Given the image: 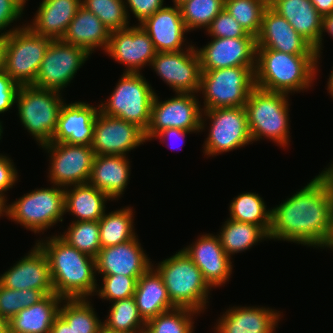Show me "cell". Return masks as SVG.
I'll use <instances>...</instances> for the list:
<instances>
[{"mask_svg": "<svg viewBox=\"0 0 333 333\" xmlns=\"http://www.w3.org/2000/svg\"><path fill=\"white\" fill-rule=\"evenodd\" d=\"M50 333H74L72 328L58 315L51 327Z\"/></svg>", "mask_w": 333, "mask_h": 333, "instance_id": "db71d44e", "label": "cell"}, {"mask_svg": "<svg viewBox=\"0 0 333 333\" xmlns=\"http://www.w3.org/2000/svg\"><path fill=\"white\" fill-rule=\"evenodd\" d=\"M268 6L284 17L313 47L318 44L321 38L322 16L310 0H268Z\"/></svg>", "mask_w": 333, "mask_h": 333, "instance_id": "83f0119b", "label": "cell"}, {"mask_svg": "<svg viewBox=\"0 0 333 333\" xmlns=\"http://www.w3.org/2000/svg\"><path fill=\"white\" fill-rule=\"evenodd\" d=\"M11 161L13 160L0 154V199L5 202L7 197H4V192L12 188L18 179L17 170Z\"/></svg>", "mask_w": 333, "mask_h": 333, "instance_id": "c3c4849f", "label": "cell"}, {"mask_svg": "<svg viewBox=\"0 0 333 333\" xmlns=\"http://www.w3.org/2000/svg\"><path fill=\"white\" fill-rule=\"evenodd\" d=\"M185 1H187V0H173V3H174L175 6H179Z\"/></svg>", "mask_w": 333, "mask_h": 333, "instance_id": "be15d7a7", "label": "cell"}, {"mask_svg": "<svg viewBox=\"0 0 333 333\" xmlns=\"http://www.w3.org/2000/svg\"><path fill=\"white\" fill-rule=\"evenodd\" d=\"M133 297L145 322L176 308L169 298L162 277L152 266L137 280Z\"/></svg>", "mask_w": 333, "mask_h": 333, "instance_id": "f546056e", "label": "cell"}, {"mask_svg": "<svg viewBox=\"0 0 333 333\" xmlns=\"http://www.w3.org/2000/svg\"><path fill=\"white\" fill-rule=\"evenodd\" d=\"M190 132H193V131L182 130V129H178V128H168V129H163L162 131L157 133L154 136V138L159 137L160 139H162L161 142H163V139L165 141L166 138H171V137H173L175 139H178V138H180V139L184 138L185 139V135L190 133Z\"/></svg>", "mask_w": 333, "mask_h": 333, "instance_id": "816d5d0a", "label": "cell"}, {"mask_svg": "<svg viewBox=\"0 0 333 333\" xmlns=\"http://www.w3.org/2000/svg\"><path fill=\"white\" fill-rule=\"evenodd\" d=\"M20 85L5 71L0 72V114L8 111L15 103Z\"/></svg>", "mask_w": 333, "mask_h": 333, "instance_id": "bcb514c9", "label": "cell"}, {"mask_svg": "<svg viewBox=\"0 0 333 333\" xmlns=\"http://www.w3.org/2000/svg\"><path fill=\"white\" fill-rule=\"evenodd\" d=\"M203 48L196 49L201 70L234 66H256V37L215 38Z\"/></svg>", "mask_w": 333, "mask_h": 333, "instance_id": "e0dca14e", "label": "cell"}, {"mask_svg": "<svg viewBox=\"0 0 333 333\" xmlns=\"http://www.w3.org/2000/svg\"><path fill=\"white\" fill-rule=\"evenodd\" d=\"M60 237L80 252L95 258L101 250L98 221H72Z\"/></svg>", "mask_w": 333, "mask_h": 333, "instance_id": "74e56055", "label": "cell"}, {"mask_svg": "<svg viewBox=\"0 0 333 333\" xmlns=\"http://www.w3.org/2000/svg\"><path fill=\"white\" fill-rule=\"evenodd\" d=\"M127 15L128 7L141 24L145 19L153 15L156 11L163 8L164 0H124ZM127 4V5H126ZM128 6V7H127Z\"/></svg>", "mask_w": 333, "mask_h": 333, "instance_id": "7dc6e473", "label": "cell"}, {"mask_svg": "<svg viewBox=\"0 0 333 333\" xmlns=\"http://www.w3.org/2000/svg\"><path fill=\"white\" fill-rule=\"evenodd\" d=\"M225 0H187L179 5L182 19L188 31L211 25L224 9Z\"/></svg>", "mask_w": 333, "mask_h": 333, "instance_id": "60d3db41", "label": "cell"}, {"mask_svg": "<svg viewBox=\"0 0 333 333\" xmlns=\"http://www.w3.org/2000/svg\"><path fill=\"white\" fill-rule=\"evenodd\" d=\"M103 325L114 331L145 333L146 322L140 316L134 297L112 302Z\"/></svg>", "mask_w": 333, "mask_h": 333, "instance_id": "8d00e7d4", "label": "cell"}, {"mask_svg": "<svg viewBox=\"0 0 333 333\" xmlns=\"http://www.w3.org/2000/svg\"><path fill=\"white\" fill-rule=\"evenodd\" d=\"M18 1H20L23 5H25L26 3V0H18Z\"/></svg>", "mask_w": 333, "mask_h": 333, "instance_id": "03108f58", "label": "cell"}, {"mask_svg": "<svg viewBox=\"0 0 333 333\" xmlns=\"http://www.w3.org/2000/svg\"><path fill=\"white\" fill-rule=\"evenodd\" d=\"M103 286L98 287L96 293L102 299H107L114 302L117 300L127 299L133 297L137 280L140 277H130L124 276L122 274L118 275H103Z\"/></svg>", "mask_w": 333, "mask_h": 333, "instance_id": "ee69618b", "label": "cell"}, {"mask_svg": "<svg viewBox=\"0 0 333 333\" xmlns=\"http://www.w3.org/2000/svg\"><path fill=\"white\" fill-rule=\"evenodd\" d=\"M39 6L33 24L27 26L38 35L51 40H62L81 6V0H43Z\"/></svg>", "mask_w": 333, "mask_h": 333, "instance_id": "484cf974", "label": "cell"}, {"mask_svg": "<svg viewBox=\"0 0 333 333\" xmlns=\"http://www.w3.org/2000/svg\"><path fill=\"white\" fill-rule=\"evenodd\" d=\"M4 71V43L3 37L0 35V72Z\"/></svg>", "mask_w": 333, "mask_h": 333, "instance_id": "11a10c76", "label": "cell"}, {"mask_svg": "<svg viewBox=\"0 0 333 333\" xmlns=\"http://www.w3.org/2000/svg\"><path fill=\"white\" fill-rule=\"evenodd\" d=\"M2 122H0V139H1V134L3 133V128H2V125H1Z\"/></svg>", "mask_w": 333, "mask_h": 333, "instance_id": "e7e4bbea", "label": "cell"}, {"mask_svg": "<svg viewBox=\"0 0 333 333\" xmlns=\"http://www.w3.org/2000/svg\"><path fill=\"white\" fill-rule=\"evenodd\" d=\"M24 5L18 0H0V30L6 27L23 14Z\"/></svg>", "mask_w": 333, "mask_h": 333, "instance_id": "681fc988", "label": "cell"}, {"mask_svg": "<svg viewBox=\"0 0 333 333\" xmlns=\"http://www.w3.org/2000/svg\"><path fill=\"white\" fill-rule=\"evenodd\" d=\"M3 215H7V204L4 200L0 199V217Z\"/></svg>", "mask_w": 333, "mask_h": 333, "instance_id": "680465c9", "label": "cell"}, {"mask_svg": "<svg viewBox=\"0 0 333 333\" xmlns=\"http://www.w3.org/2000/svg\"><path fill=\"white\" fill-rule=\"evenodd\" d=\"M182 250L201 270L210 287L221 286L229 280L232 272L231 258L221 246L218 235L204 234L195 243Z\"/></svg>", "mask_w": 333, "mask_h": 333, "instance_id": "44dd1931", "label": "cell"}, {"mask_svg": "<svg viewBox=\"0 0 333 333\" xmlns=\"http://www.w3.org/2000/svg\"><path fill=\"white\" fill-rule=\"evenodd\" d=\"M105 52L120 64L127 65L124 73H140L144 65H151L157 54L151 38L140 25L111 31Z\"/></svg>", "mask_w": 333, "mask_h": 333, "instance_id": "ac0fdd59", "label": "cell"}, {"mask_svg": "<svg viewBox=\"0 0 333 333\" xmlns=\"http://www.w3.org/2000/svg\"><path fill=\"white\" fill-rule=\"evenodd\" d=\"M218 237L221 246L231 258L232 254L251 248L258 241L268 238V234L258 225L239 222L233 219L225 221Z\"/></svg>", "mask_w": 333, "mask_h": 333, "instance_id": "d6a6232c", "label": "cell"}, {"mask_svg": "<svg viewBox=\"0 0 333 333\" xmlns=\"http://www.w3.org/2000/svg\"><path fill=\"white\" fill-rule=\"evenodd\" d=\"M59 307V316L72 328L74 333H99L103 322L96 316L87 298L64 299Z\"/></svg>", "mask_w": 333, "mask_h": 333, "instance_id": "d590c367", "label": "cell"}, {"mask_svg": "<svg viewBox=\"0 0 333 333\" xmlns=\"http://www.w3.org/2000/svg\"><path fill=\"white\" fill-rule=\"evenodd\" d=\"M61 93L34 85L20 86L16 104L19 118L39 145L50 143L64 104Z\"/></svg>", "mask_w": 333, "mask_h": 333, "instance_id": "52a82bcc", "label": "cell"}, {"mask_svg": "<svg viewBox=\"0 0 333 333\" xmlns=\"http://www.w3.org/2000/svg\"><path fill=\"white\" fill-rule=\"evenodd\" d=\"M68 188H64L65 213L75 215V221H99L103 217L105 202L111 200L104 192L89 183Z\"/></svg>", "mask_w": 333, "mask_h": 333, "instance_id": "1f68e13d", "label": "cell"}, {"mask_svg": "<svg viewBox=\"0 0 333 333\" xmlns=\"http://www.w3.org/2000/svg\"><path fill=\"white\" fill-rule=\"evenodd\" d=\"M99 333H126V332L114 331V330L108 329L107 327L102 325V327L99 330Z\"/></svg>", "mask_w": 333, "mask_h": 333, "instance_id": "6125c7cd", "label": "cell"}, {"mask_svg": "<svg viewBox=\"0 0 333 333\" xmlns=\"http://www.w3.org/2000/svg\"><path fill=\"white\" fill-rule=\"evenodd\" d=\"M323 32H328V34H330L333 37V12L331 14L322 17L321 38L318 44L314 47V51L317 56V63L320 58V52L322 50L321 48H322Z\"/></svg>", "mask_w": 333, "mask_h": 333, "instance_id": "f907efd6", "label": "cell"}, {"mask_svg": "<svg viewBox=\"0 0 333 333\" xmlns=\"http://www.w3.org/2000/svg\"><path fill=\"white\" fill-rule=\"evenodd\" d=\"M131 207L104 213L98 221L100 228V245L102 248L132 240L136 237L133 226Z\"/></svg>", "mask_w": 333, "mask_h": 333, "instance_id": "836d02e7", "label": "cell"}, {"mask_svg": "<svg viewBox=\"0 0 333 333\" xmlns=\"http://www.w3.org/2000/svg\"><path fill=\"white\" fill-rule=\"evenodd\" d=\"M139 25L149 35L157 52L183 50L184 34L189 31L179 6H164Z\"/></svg>", "mask_w": 333, "mask_h": 333, "instance_id": "cb8c5ba5", "label": "cell"}, {"mask_svg": "<svg viewBox=\"0 0 333 333\" xmlns=\"http://www.w3.org/2000/svg\"><path fill=\"white\" fill-rule=\"evenodd\" d=\"M110 30L91 11L82 5L68 25L62 41L84 48L92 54L95 48H108Z\"/></svg>", "mask_w": 333, "mask_h": 333, "instance_id": "f1b7e54d", "label": "cell"}, {"mask_svg": "<svg viewBox=\"0 0 333 333\" xmlns=\"http://www.w3.org/2000/svg\"><path fill=\"white\" fill-rule=\"evenodd\" d=\"M37 242L49 261L56 295L63 299H88L96 292L95 258L72 247L59 235Z\"/></svg>", "mask_w": 333, "mask_h": 333, "instance_id": "7a4b0ae2", "label": "cell"}, {"mask_svg": "<svg viewBox=\"0 0 333 333\" xmlns=\"http://www.w3.org/2000/svg\"><path fill=\"white\" fill-rule=\"evenodd\" d=\"M151 264L137 237L115 246L101 248L95 257L96 271L102 275L140 277L153 266Z\"/></svg>", "mask_w": 333, "mask_h": 333, "instance_id": "7402d4cb", "label": "cell"}, {"mask_svg": "<svg viewBox=\"0 0 333 333\" xmlns=\"http://www.w3.org/2000/svg\"><path fill=\"white\" fill-rule=\"evenodd\" d=\"M267 7L268 0H225L224 9L249 35L257 37Z\"/></svg>", "mask_w": 333, "mask_h": 333, "instance_id": "f35d334b", "label": "cell"}, {"mask_svg": "<svg viewBox=\"0 0 333 333\" xmlns=\"http://www.w3.org/2000/svg\"><path fill=\"white\" fill-rule=\"evenodd\" d=\"M327 90H329L330 95L333 97V70L330 74Z\"/></svg>", "mask_w": 333, "mask_h": 333, "instance_id": "91938a15", "label": "cell"}, {"mask_svg": "<svg viewBox=\"0 0 333 333\" xmlns=\"http://www.w3.org/2000/svg\"><path fill=\"white\" fill-rule=\"evenodd\" d=\"M155 270L162 277L169 298L176 307H186L197 312L206 309L211 287L204 280L201 270L183 250L161 261Z\"/></svg>", "mask_w": 333, "mask_h": 333, "instance_id": "277c9868", "label": "cell"}, {"mask_svg": "<svg viewBox=\"0 0 333 333\" xmlns=\"http://www.w3.org/2000/svg\"><path fill=\"white\" fill-rule=\"evenodd\" d=\"M65 214V189L54 185L36 189L7 205L9 219L34 233L42 232L63 221Z\"/></svg>", "mask_w": 333, "mask_h": 333, "instance_id": "30bf717a", "label": "cell"}, {"mask_svg": "<svg viewBox=\"0 0 333 333\" xmlns=\"http://www.w3.org/2000/svg\"><path fill=\"white\" fill-rule=\"evenodd\" d=\"M333 184L322 174L271 210L269 239L325 248L332 230Z\"/></svg>", "mask_w": 333, "mask_h": 333, "instance_id": "6da1fadb", "label": "cell"}, {"mask_svg": "<svg viewBox=\"0 0 333 333\" xmlns=\"http://www.w3.org/2000/svg\"><path fill=\"white\" fill-rule=\"evenodd\" d=\"M255 68L234 66L201 70L200 87L204 95V109L245 106L255 85Z\"/></svg>", "mask_w": 333, "mask_h": 333, "instance_id": "ba28073f", "label": "cell"}, {"mask_svg": "<svg viewBox=\"0 0 333 333\" xmlns=\"http://www.w3.org/2000/svg\"><path fill=\"white\" fill-rule=\"evenodd\" d=\"M0 332H9L8 320L0 314Z\"/></svg>", "mask_w": 333, "mask_h": 333, "instance_id": "9f6ffc18", "label": "cell"}, {"mask_svg": "<svg viewBox=\"0 0 333 333\" xmlns=\"http://www.w3.org/2000/svg\"><path fill=\"white\" fill-rule=\"evenodd\" d=\"M206 30L210 36L215 38L254 37L249 35L226 9H223L213 19Z\"/></svg>", "mask_w": 333, "mask_h": 333, "instance_id": "f6af8a7d", "label": "cell"}, {"mask_svg": "<svg viewBox=\"0 0 333 333\" xmlns=\"http://www.w3.org/2000/svg\"><path fill=\"white\" fill-rule=\"evenodd\" d=\"M280 316L265 307H233L218 320L216 333H274Z\"/></svg>", "mask_w": 333, "mask_h": 333, "instance_id": "d4e9b609", "label": "cell"}, {"mask_svg": "<svg viewBox=\"0 0 333 333\" xmlns=\"http://www.w3.org/2000/svg\"><path fill=\"white\" fill-rule=\"evenodd\" d=\"M90 54L82 47L52 40L41 62L35 87L61 91L74 78Z\"/></svg>", "mask_w": 333, "mask_h": 333, "instance_id": "4fadbf2b", "label": "cell"}, {"mask_svg": "<svg viewBox=\"0 0 333 333\" xmlns=\"http://www.w3.org/2000/svg\"><path fill=\"white\" fill-rule=\"evenodd\" d=\"M316 55H291L273 49H256L255 85L258 88L292 93L311 87L317 68Z\"/></svg>", "mask_w": 333, "mask_h": 333, "instance_id": "3957f363", "label": "cell"}, {"mask_svg": "<svg viewBox=\"0 0 333 333\" xmlns=\"http://www.w3.org/2000/svg\"><path fill=\"white\" fill-rule=\"evenodd\" d=\"M316 11L323 17L333 12V0H310Z\"/></svg>", "mask_w": 333, "mask_h": 333, "instance_id": "f5cc1de1", "label": "cell"}, {"mask_svg": "<svg viewBox=\"0 0 333 333\" xmlns=\"http://www.w3.org/2000/svg\"><path fill=\"white\" fill-rule=\"evenodd\" d=\"M257 49H273L291 55H316L314 47L269 6L264 10Z\"/></svg>", "mask_w": 333, "mask_h": 333, "instance_id": "d6986e66", "label": "cell"}, {"mask_svg": "<svg viewBox=\"0 0 333 333\" xmlns=\"http://www.w3.org/2000/svg\"><path fill=\"white\" fill-rule=\"evenodd\" d=\"M119 80L110 98L99 105V111L133 123L146 132L156 93L141 73H123Z\"/></svg>", "mask_w": 333, "mask_h": 333, "instance_id": "9c48e42d", "label": "cell"}, {"mask_svg": "<svg viewBox=\"0 0 333 333\" xmlns=\"http://www.w3.org/2000/svg\"><path fill=\"white\" fill-rule=\"evenodd\" d=\"M51 155L49 178L60 187L89 182L95 152L91 146L50 142L42 145Z\"/></svg>", "mask_w": 333, "mask_h": 333, "instance_id": "5bb4252c", "label": "cell"}, {"mask_svg": "<svg viewBox=\"0 0 333 333\" xmlns=\"http://www.w3.org/2000/svg\"><path fill=\"white\" fill-rule=\"evenodd\" d=\"M326 247L333 249V209H332V230H331V235H330V238L328 240V244Z\"/></svg>", "mask_w": 333, "mask_h": 333, "instance_id": "94428289", "label": "cell"}, {"mask_svg": "<svg viewBox=\"0 0 333 333\" xmlns=\"http://www.w3.org/2000/svg\"><path fill=\"white\" fill-rule=\"evenodd\" d=\"M124 0H81V5L94 13L111 31L129 27Z\"/></svg>", "mask_w": 333, "mask_h": 333, "instance_id": "b9f144b4", "label": "cell"}, {"mask_svg": "<svg viewBox=\"0 0 333 333\" xmlns=\"http://www.w3.org/2000/svg\"><path fill=\"white\" fill-rule=\"evenodd\" d=\"M46 296L41 290H14L0 284V314L9 321L19 311L40 302Z\"/></svg>", "mask_w": 333, "mask_h": 333, "instance_id": "7bdbcfd3", "label": "cell"}, {"mask_svg": "<svg viewBox=\"0 0 333 333\" xmlns=\"http://www.w3.org/2000/svg\"><path fill=\"white\" fill-rule=\"evenodd\" d=\"M192 93H176L171 99L159 101L155 94L151 106V119L145 132L146 140L168 128H178L188 131L204 129V119L199 101Z\"/></svg>", "mask_w": 333, "mask_h": 333, "instance_id": "8fae6325", "label": "cell"}, {"mask_svg": "<svg viewBox=\"0 0 333 333\" xmlns=\"http://www.w3.org/2000/svg\"><path fill=\"white\" fill-rule=\"evenodd\" d=\"M211 121L204 154L209 156L229 152L252 142L245 107H226L203 110Z\"/></svg>", "mask_w": 333, "mask_h": 333, "instance_id": "7c38bea8", "label": "cell"}, {"mask_svg": "<svg viewBox=\"0 0 333 333\" xmlns=\"http://www.w3.org/2000/svg\"><path fill=\"white\" fill-rule=\"evenodd\" d=\"M151 66L176 93H198L201 68L196 48L186 51L157 52Z\"/></svg>", "mask_w": 333, "mask_h": 333, "instance_id": "9a60e30c", "label": "cell"}, {"mask_svg": "<svg viewBox=\"0 0 333 333\" xmlns=\"http://www.w3.org/2000/svg\"><path fill=\"white\" fill-rule=\"evenodd\" d=\"M146 142L145 132L133 123L98 112L91 148L95 155H123Z\"/></svg>", "mask_w": 333, "mask_h": 333, "instance_id": "2e32d148", "label": "cell"}, {"mask_svg": "<svg viewBox=\"0 0 333 333\" xmlns=\"http://www.w3.org/2000/svg\"><path fill=\"white\" fill-rule=\"evenodd\" d=\"M129 163L128 157L123 155H95L88 183L116 200L128 184Z\"/></svg>", "mask_w": 333, "mask_h": 333, "instance_id": "4316f807", "label": "cell"}, {"mask_svg": "<svg viewBox=\"0 0 333 333\" xmlns=\"http://www.w3.org/2000/svg\"><path fill=\"white\" fill-rule=\"evenodd\" d=\"M99 107L84 102L64 103L51 142L90 146Z\"/></svg>", "mask_w": 333, "mask_h": 333, "instance_id": "603a6c76", "label": "cell"}, {"mask_svg": "<svg viewBox=\"0 0 333 333\" xmlns=\"http://www.w3.org/2000/svg\"><path fill=\"white\" fill-rule=\"evenodd\" d=\"M287 94L255 87L245 104L248 128L252 141L262 136L286 147L289 140V114Z\"/></svg>", "mask_w": 333, "mask_h": 333, "instance_id": "5b68a950", "label": "cell"}, {"mask_svg": "<svg viewBox=\"0 0 333 333\" xmlns=\"http://www.w3.org/2000/svg\"><path fill=\"white\" fill-rule=\"evenodd\" d=\"M63 298L52 293L40 302L24 308L9 321V333H50Z\"/></svg>", "mask_w": 333, "mask_h": 333, "instance_id": "4dcf8cb0", "label": "cell"}, {"mask_svg": "<svg viewBox=\"0 0 333 333\" xmlns=\"http://www.w3.org/2000/svg\"><path fill=\"white\" fill-rule=\"evenodd\" d=\"M325 169L326 170L321 173L333 184V164H331L329 168Z\"/></svg>", "mask_w": 333, "mask_h": 333, "instance_id": "6f0895ef", "label": "cell"}, {"mask_svg": "<svg viewBox=\"0 0 333 333\" xmlns=\"http://www.w3.org/2000/svg\"><path fill=\"white\" fill-rule=\"evenodd\" d=\"M0 284L14 290L35 289L44 291L47 295L55 293L49 261L37 244L27 256L1 274Z\"/></svg>", "mask_w": 333, "mask_h": 333, "instance_id": "ffe728a7", "label": "cell"}, {"mask_svg": "<svg viewBox=\"0 0 333 333\" xmlns=\"http://www.w3.org/2000/svg\"><path fill=\"white\" fill-rule=\"evenodd\" d=\"M0 35L4 43V71L20 86L33 85L52 40L25 25Z\"/></svg>", "mask_w": 333, "mask_h": 333, "instance_id": "8992f818", "label": "cell"}, {"mask_svg": "<svg viewBox=\"0 0 333 333\" xmlns=\"http://www.w3.org/2000/svg\"><path fill=\"white\" fill-rule=\"evenodd\" d=\"M229 211V219L258 225L268 234L271 209H266L264 200L258 194L248 192L238 195L232 200Z\"/></svg>", "mask_w": 333, "mask_h": 333, "instance_id": "e575fe53", "label": "cell"}, {"mask_svg": "<svg viewBox=\"0 0 333 333\" xmlns=\"http://www.w3.org/2000/svg\"><path fill=\"white\" fill-rule=\"evenodd\" d=\"M198 313L190 308L176 307L148 320L145 333H192V316Z\"/></svg>", "mask_w": 333, "mask_h": 333, "instance_id": "ab89813d", "label": "cell"}]
</instances>
